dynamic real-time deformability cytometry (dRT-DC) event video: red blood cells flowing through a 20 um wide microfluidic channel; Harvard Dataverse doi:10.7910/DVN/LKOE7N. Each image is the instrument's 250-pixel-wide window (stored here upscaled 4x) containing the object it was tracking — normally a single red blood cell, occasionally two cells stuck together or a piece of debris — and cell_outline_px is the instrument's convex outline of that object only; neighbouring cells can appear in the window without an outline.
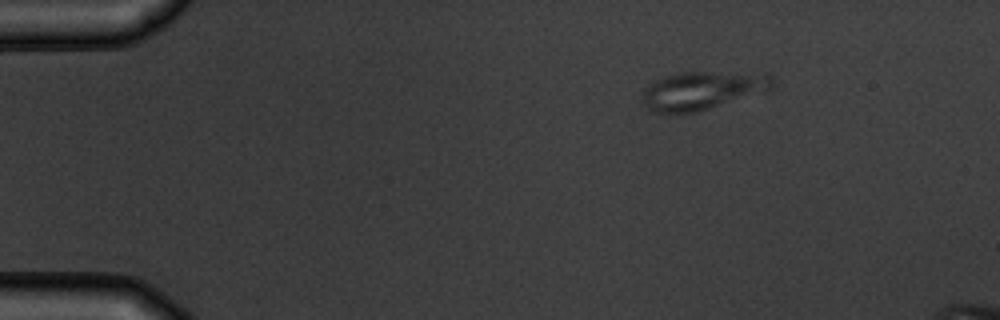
{"species": "common noctule bat (a hibernating species)", "species_latin": "Nyctalus noctula", "temperature_condition": "warm", "stored_images_in_passage": 4, "camera_frame_rate_fps": 3000, "um_per_image_px": 0.085, "animal": {"sex": "male", "body_mass_g": 19.5, "forearm_length_mm": 54.6}, "frame": {"image": 1, "passage_image": 1, "time_ms": 0.0, "image_size_px": [1000, 320], "cell_outline_px": [[776, 88], [768, 92], [692, 112], [676, 116], [652, 112], [644, 104], [640, 92], [648, 84], [664, 76], [680, 72], [768, 72], [772, 76]], "centroid_in_image_um": [59.74, 7.69], "position_along_channel_um": 25.3, "area_um2": 30.06}}